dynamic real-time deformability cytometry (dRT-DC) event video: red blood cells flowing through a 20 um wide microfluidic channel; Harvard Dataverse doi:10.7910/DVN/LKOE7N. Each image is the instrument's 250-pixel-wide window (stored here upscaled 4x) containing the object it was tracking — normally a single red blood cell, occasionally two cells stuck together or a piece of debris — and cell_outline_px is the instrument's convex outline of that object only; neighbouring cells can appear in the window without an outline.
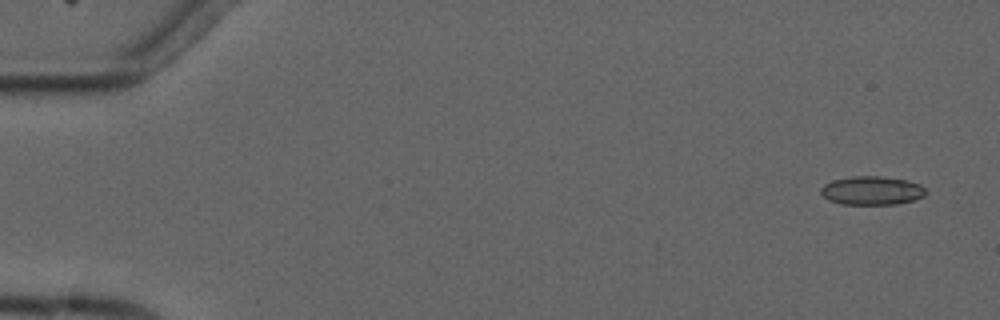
{"species": "common noctule bat (a hibernating species)", "species_latin": "Nyctalus noctula", "temperature_condition": "cold", "stored_images_in_passage": 6, "camera_frame_rate_fps": 3000, "um_per_image_px": 0.085, "animal": {"sex": "male", "forearm_length_mm": 52.5}, "frame": {"image": 1, "passage_image": 1, "time_ms": 0.0, "image_size_px": [1000, 320], "cell_outline_px": [[924, 196], [912, 200], [896, 204], [840, 204], [828, 200], [820, 192], [820, 188], [824, 184], [832, 180], [852, 176], [880, 176], [908, 180], [920, 184], [924, 188]], "centroid_in_image_um": [74.07, 16.19], "position_along_channel_um": 10.9, "area_um2": 17.51}}
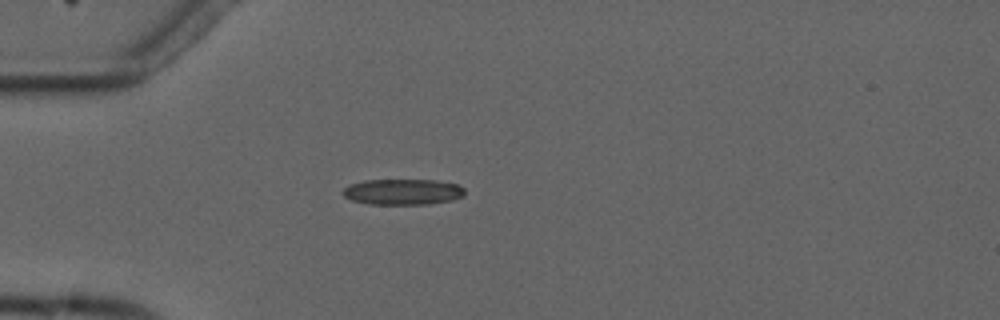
{"frame": {"image": 2, "passage_image": 4, "time_ms": 4.333, "image_size_px": [1000, 320], "cell_outline_px": [[464, 196], [452, 200], [428, 204], [368, 204], [352, 200], [344, 196], [340, 192], [344, 188], [352, 184], [364, 180], [432, 180], [456, 184], [464, 188]], "centroid_in_image_um": [34.22, 16.31], "position_along_channel_um": 50.8, "area_um2": 18.26}}